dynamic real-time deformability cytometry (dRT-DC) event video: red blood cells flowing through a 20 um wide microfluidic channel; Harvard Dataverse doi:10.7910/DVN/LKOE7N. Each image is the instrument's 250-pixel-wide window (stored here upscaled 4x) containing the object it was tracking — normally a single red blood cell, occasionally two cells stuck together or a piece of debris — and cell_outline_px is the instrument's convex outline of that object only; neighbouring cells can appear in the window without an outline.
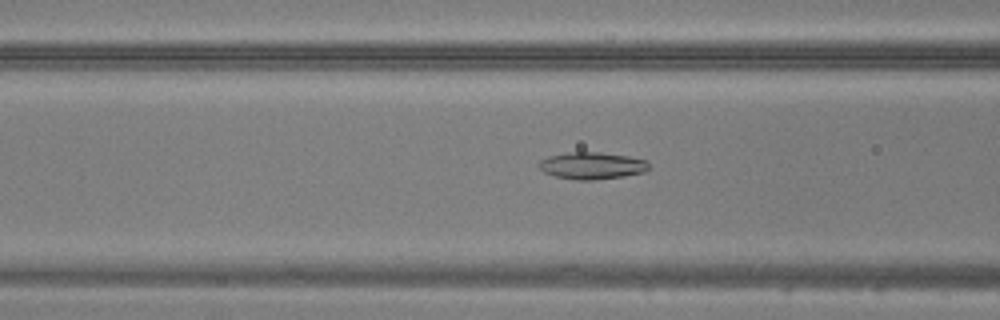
{"species": "common noctule bat (a hibernating species)", "species_latin": "Nyctalus noctula", "temperature_condition": "warm", "stored_images_in_passage": 48, "camera_frame_rate_fps": 3000, "um_per_image_px": 0.085, "animal": {"sex": "male", "body_mass_g": 20.5, "forearm_length_mm": 52.5}, "frame": {"image": 1, "passage_image": 20, "time_ms": 6.333, "image_size_px": [1000, 320], "cell_outline_px": [[648, 168], [644, 172], [624, 176], [592, 180], [576, 180], [556, 176], [544, 172], [540, 168], [540, 160], [548, 156], [568, 152], [600, 152], [628, 156], [648, 160]], "centroid_in_image_um": [50.33, 14.07], "position_along_channel_um": 116.3, "area_um2": 17.22}}
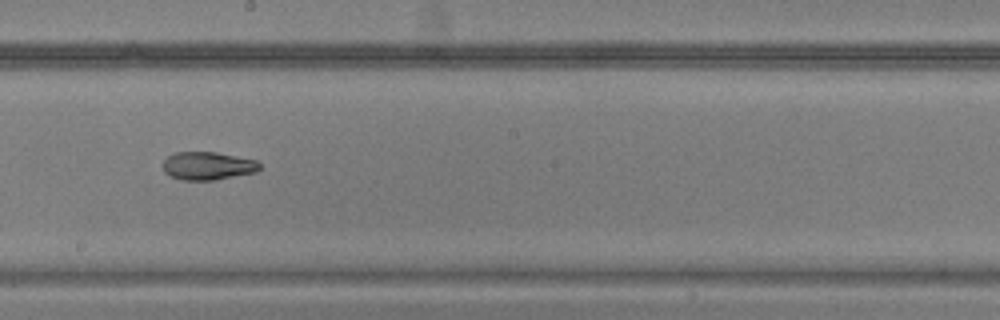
{"frame": {"image": 2, "passage_image": 28, "time_ms": 9.0, "image_size_px": [1000, 320], "cell_outline_px": [[260, 168], [256, 172], [212, 180], [180, 180], [168, 176], [164, 172], [160, 164], [168, 156], [176, 152], [216, 152], [256, 160], [260, 164]], "centroid_in_image_um": [17.59, 14.1], "position_along_channel_um": 230.6, "area_um2": 15.95}}
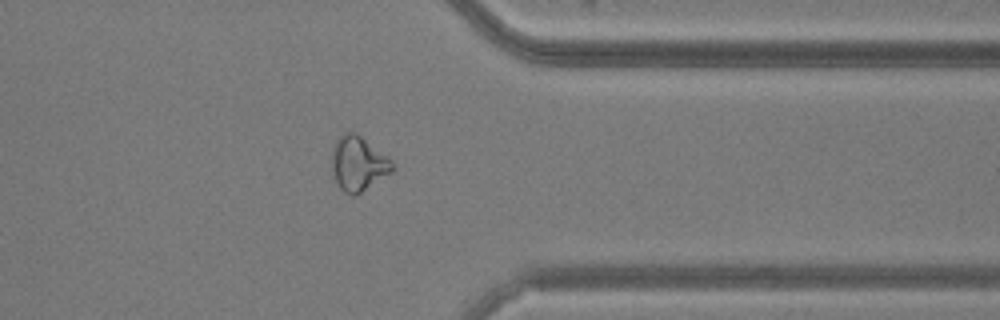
{"frame": {"image": 3, "passage_image": 39, "time_ms": 12.667, "image_size_px": [1000, 320], "cell_outline_px": [[396, 168], [392, 172], [356, 196], [352, 196], [344, 192], [340, 188], [332, 176], [332, 148], [336, 140], [344, 132], [356, 132], [388, 156], [392, 160]], "centroid_in_image_um": [30.46, 13.91], "position_along_channel_um": 380.9, "area_um2": 19.59}}